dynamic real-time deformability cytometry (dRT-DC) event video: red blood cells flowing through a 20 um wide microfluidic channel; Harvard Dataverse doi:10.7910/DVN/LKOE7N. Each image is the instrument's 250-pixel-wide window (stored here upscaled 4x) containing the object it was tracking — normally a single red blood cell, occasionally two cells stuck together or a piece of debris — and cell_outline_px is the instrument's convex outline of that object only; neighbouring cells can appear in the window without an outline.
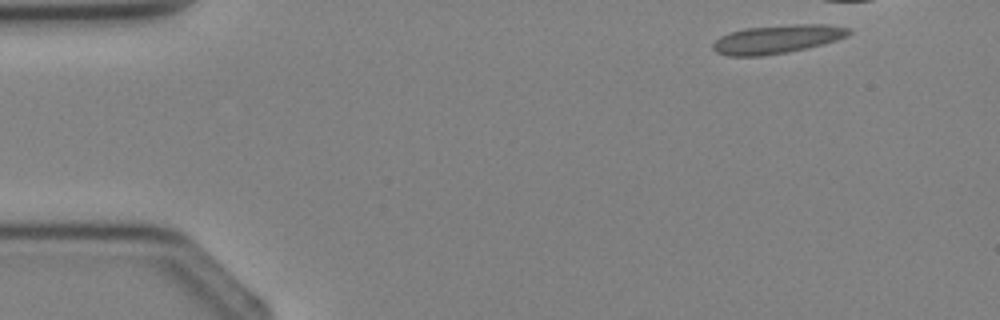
{"species": "Egyptian fruit bat (a non-hibernating species)", "species_latin": "Rousettus aegyptiacus", "temperature_condition": "cold", "stored_images_in_passage": 4, "camera_frame_rate_fps": 3000, "um_per_image_px": 0.085, "animal": {"sex": "female"}, "frame": {"image": 1, "passage_image": 1, "time_ms": 0.0, "image_size_px": [1000, 320], "cell_outline_px": [[852, 32], [848, 36], [824, 44], [808, 48], [788, 52], [764, 56], [728, 56], [716, 52], [712, 48], [712, 44], [720, 36], [744, 28], [796, 24], [824, 24], [848, 28]], "centroid_in_image_um": [66.06, 3.34], "position_along_channel_um": 18.9, "area_um2": 22.66}}
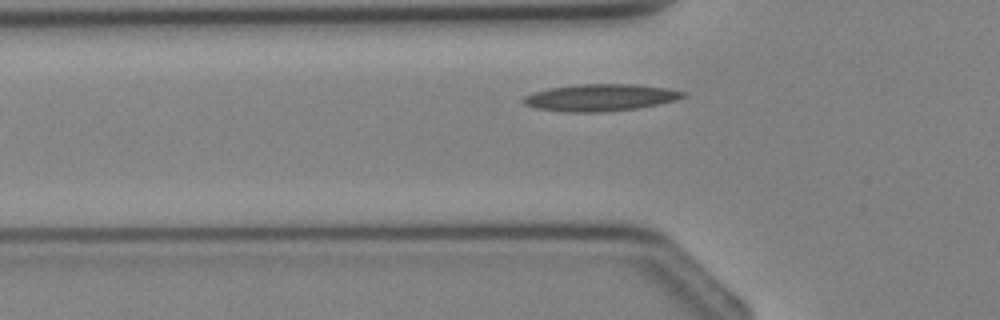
{"frame": {"image": 2, "passage_image": 4, "time_ms": 3.667, "image_size_px": [1000, 320], "cell_outline_px": [[688, 96], [676, 100], [636, 108], [600, 112], [564, 112], [536, 108], [524, 104], [520, 100], [524, 96], [532, 92], [548, 88], [576, 84], [636, 84], [668, 88], [688, 92]], "centroid_in_image_um": [51.02, 8.28], "position_along_channel_um": 74.8, "area_um2": 25.32}}